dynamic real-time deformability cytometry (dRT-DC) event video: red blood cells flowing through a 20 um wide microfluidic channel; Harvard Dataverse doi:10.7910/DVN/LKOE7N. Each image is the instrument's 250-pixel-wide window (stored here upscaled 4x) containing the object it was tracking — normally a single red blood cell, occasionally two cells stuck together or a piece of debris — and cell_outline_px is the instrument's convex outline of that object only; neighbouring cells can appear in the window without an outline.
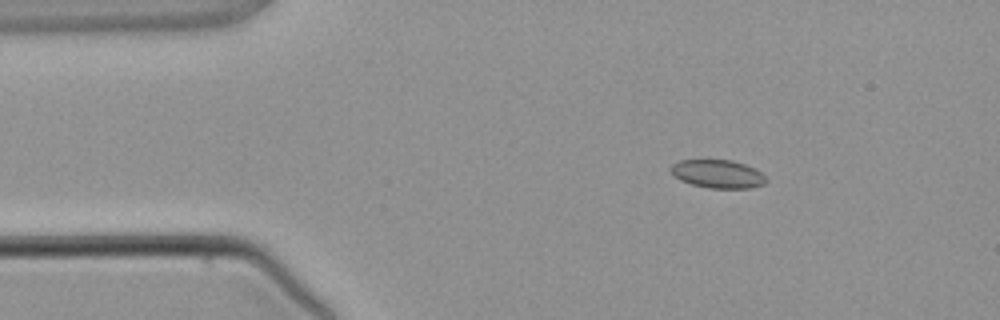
{"species": "common noctule bat (a hibernating species)", "species_latin": "Nyctalus noctula", "temperature_condition": "warm", "stored_images_in_passage": 4, "camera_frame_rate_fps": 3000, "um_per_image_px": 0.085, "animal": {"sex": "male", "body_mass_g": 21.5, "forearm_length_mm": 52.0}, "frame": {"image": 1, "passage_image": 2, "time_ms": 1.333, "image_size_px": [1000, 320], "cell_outline_px": [[768, 180], [764, 184], [752, 188], [708, 188], [692, 184], [680, 180], [668, 168], [672, 164], [680, 160], [732, 160], [756, 168]], "centroid_in_image_um": [61.02, 14.78], "position_along_channel_um": 24.0, "area_um2": 15.72}}
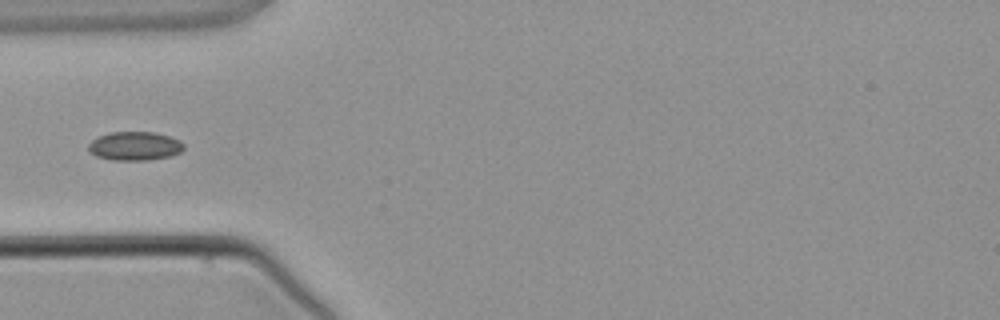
{"frame": {"image": 2, "passage_image": 4, "time_ms": 3.667, "image_size_px": [1000, 320], "cell_outline_px": [[184, 148], [180, 152], [172, 156], [148, 160], [112, 160], [96, 156], [88, 152], [88, 144], [92, 140], [108, 132], [156, 132], [180, 140], [184, 144]], "centroid_in_image_um": [11.45, 12.41], "position_along_channel_um": 73.5, "area_um2": 16.13}}